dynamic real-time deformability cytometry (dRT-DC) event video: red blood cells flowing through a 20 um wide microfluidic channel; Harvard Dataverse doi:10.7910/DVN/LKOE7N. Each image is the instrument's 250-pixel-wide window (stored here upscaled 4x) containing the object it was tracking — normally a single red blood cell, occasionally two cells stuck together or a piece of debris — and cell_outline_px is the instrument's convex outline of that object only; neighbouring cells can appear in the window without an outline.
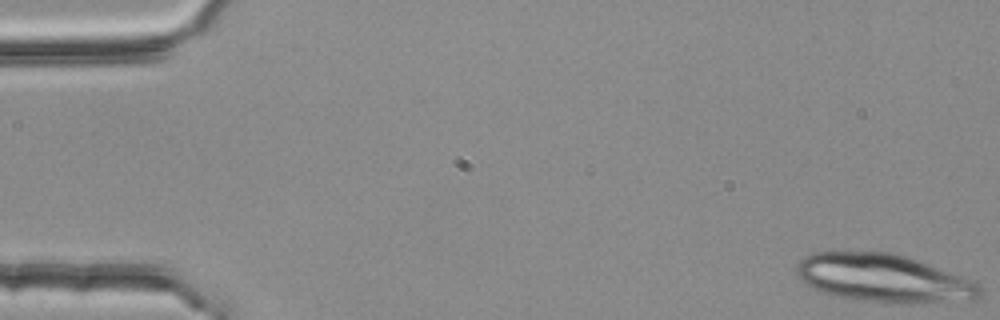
{"species": "common noctule bat (a hibernating species)", "species_latin": "Nyctalus noctula", "temperature_condition": "room temperature", "stored_images_in_passage": 51, "segment_of_instrument_passage": [1, 2], "camera_frame_rate_fps": 3000, "um_per_image_px": 0.085, "animal": {"sex": "female", "body_mass_g": 25.1}, "frame": {"image": 1, "passage_image": 1, "time_ms": 0.0, "image_size_px": [1000, 320], "cell_outline_px": [[984, 296], [976, 300], [900, 304], [864, 300], [832, 296], [820, 292], [804, 284], [796, 272], [796, 264], [804, 256], [816, 252], [892, 252], [916, 260], [976, 284], [980, 288]], "centroid_in_image_um": [75.02, 23.67], "position_along_channel_um": 10.0, "area_um2": 50.92}}